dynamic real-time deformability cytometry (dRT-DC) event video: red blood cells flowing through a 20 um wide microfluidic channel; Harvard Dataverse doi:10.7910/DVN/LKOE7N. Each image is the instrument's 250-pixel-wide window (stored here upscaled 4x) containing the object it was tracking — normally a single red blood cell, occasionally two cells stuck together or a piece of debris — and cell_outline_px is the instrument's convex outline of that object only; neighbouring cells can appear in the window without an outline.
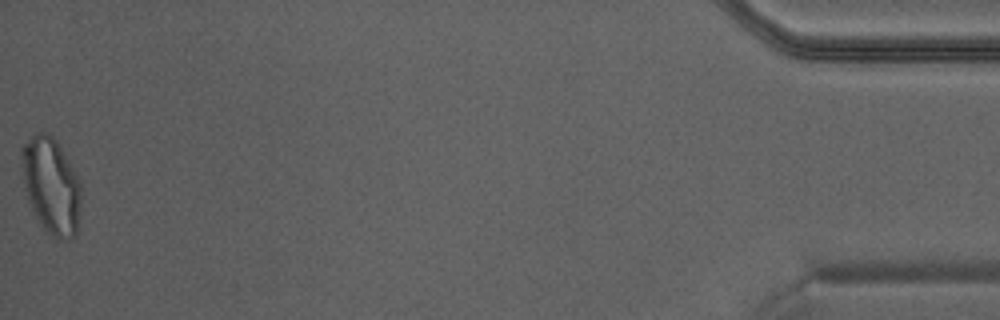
{"species": "Egyptian fruit bat (a non-hibernating species)", "species_latin": "Rousettus aegyptiacus", "temperature_condition": "warm", "stored_images_in_passage": 29, "camera_frame_rate_fps": 3000, "um_per_image_px": 0.085, "animal": {"sex": "male"}, "frame": {"image": 1, "passage_image": 29, "time_ms": 9.333, "image_size_px": [1000, 320], "cell_outline_px": [[80, 204], [76, 236], [60, 240], [48, 232], [40, 224], [28, 200], [24, 180], [20, 152], [20, 148], [32, 136], [40, 132], [48, 132], [56, 140], [68, 160], [80, 184]], "centroid_in_image_um": [4.34, 15.77], "position_along_channel_um": 430.9, "area_um2": 32.71}}